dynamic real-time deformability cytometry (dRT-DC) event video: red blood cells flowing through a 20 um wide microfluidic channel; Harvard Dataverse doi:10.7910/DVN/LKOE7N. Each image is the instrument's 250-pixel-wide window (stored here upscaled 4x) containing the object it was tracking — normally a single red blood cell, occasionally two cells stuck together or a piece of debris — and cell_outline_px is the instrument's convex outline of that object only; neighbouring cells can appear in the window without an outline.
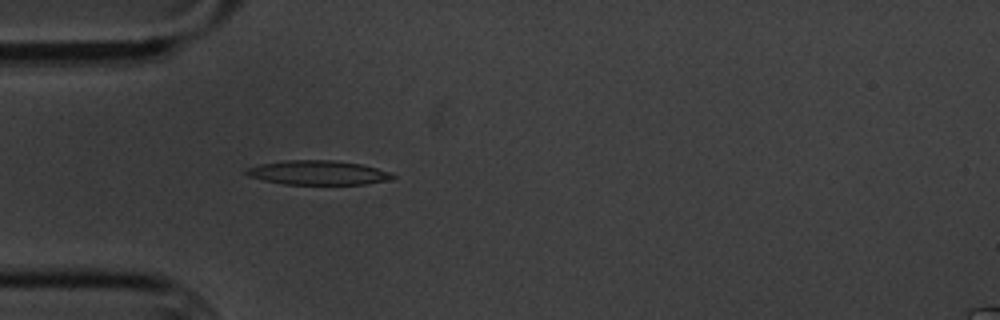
{"species": "common noctule bat (a hibernating species)", "species_latin": "Nyctalus noctula", "temperature_condition": "cold", "stored_images_in_passage": 2, "camera_frame_rate_fps": 3000, "um_per_image_px": 0.085, "animal": {"sex": "male", "body_mass_g": 20.1, "forearm_length_mm": 53.5}, "frame": {"image": 1, "passage_image": 2, "time_ms": 2.0, "image_size_px": [1000, 320], "cell_outline_px": [[396, 180], [364, 184], [284, 184], [264, 180], [248, 176], [244, 172], [248, 168], [260, 164], [284, 160], [332, 160], [360, 164], [392, 172], [396, 176]], "centroid_in_image_um": [27.09, 14.68], "position_along_channel_um": 57.9, "area_um2": 20.81}}